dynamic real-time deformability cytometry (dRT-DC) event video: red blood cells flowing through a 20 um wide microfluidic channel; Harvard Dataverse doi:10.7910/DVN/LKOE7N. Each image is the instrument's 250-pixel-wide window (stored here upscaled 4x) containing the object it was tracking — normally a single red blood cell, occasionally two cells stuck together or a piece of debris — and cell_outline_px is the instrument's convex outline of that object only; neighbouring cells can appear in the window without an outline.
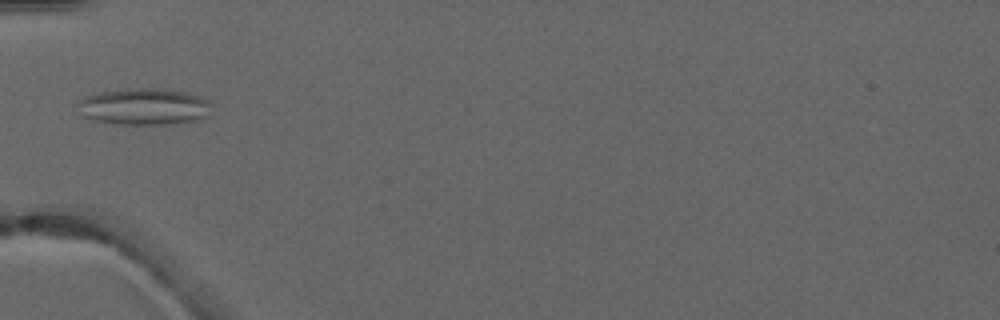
{"species": "common noctule bat (a hibernating species)", "species_latin": "Nyctalus noctula", "temperature_condition": "warm", "stored_images_in_passage": 6, "camera_frame_rate_fps": 3000, "um_per_image_px": 0.085, "animal": {"sex": "male", "forearm_length_mm": 52.5}, "frame": {"image": 1, "passage_image": 4, "time_ms": 3.667, "image_size_px": [1000, 320], "cell_outline_px": [[208, 104], [204, 116], [192, 120], [172, 124], [116, 124], [96, 120], [84, 116], [80, 100], [88, 96], [100, 92], [128, 88], [160, 88], [184, 92], [200, 96], [208, 100]], "centroid_in_image_um": [12.24, 9.05], "position_along_channel_um": 72.8, "area_um2": 27.69}}